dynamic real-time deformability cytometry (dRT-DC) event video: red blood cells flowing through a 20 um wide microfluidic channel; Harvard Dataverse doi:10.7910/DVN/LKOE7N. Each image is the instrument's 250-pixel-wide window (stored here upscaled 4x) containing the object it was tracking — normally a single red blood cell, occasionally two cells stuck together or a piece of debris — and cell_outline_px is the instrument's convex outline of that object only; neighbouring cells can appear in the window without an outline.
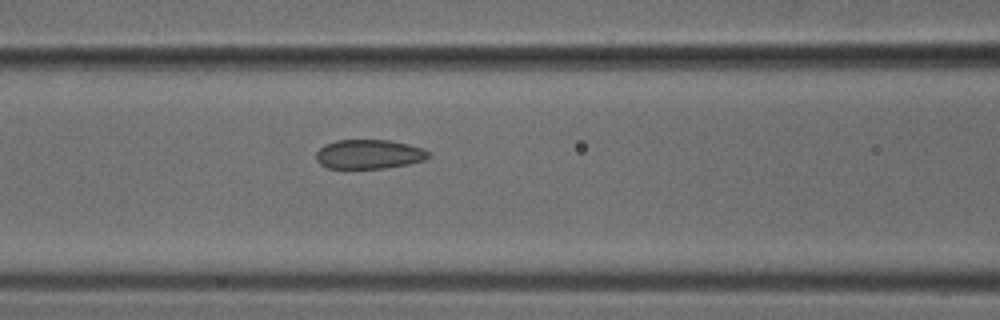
{"species": "common noctule bat (a hibernating species)", "species_latin": "Nyctalus noctula", "temperature_condition": "cold", "stored_images_in_passage": 6, "camera_frame_rate_fps": 3000, "um_per_image_px": 0.085, "animal": {"sex": "male", "body_mass_g": 18.8}, "frame": {"image": 1, "passage_image": 6, "time_ms": 1.667, "image_size_px": [1000, 320], "cell_outline_px": [[428, 156], [424, 160], [408, 164], [384, 168], [328, 168], [320, 164], [316, 160], [316, 152], [324, 144], [336, 140], [388, 140], [408, 144], [424, 148], [428, 152]], "centroid_in_image_um": [31.33, 13.1], "position_along_channel_um": 135.3, "area_um2": 19.13}}